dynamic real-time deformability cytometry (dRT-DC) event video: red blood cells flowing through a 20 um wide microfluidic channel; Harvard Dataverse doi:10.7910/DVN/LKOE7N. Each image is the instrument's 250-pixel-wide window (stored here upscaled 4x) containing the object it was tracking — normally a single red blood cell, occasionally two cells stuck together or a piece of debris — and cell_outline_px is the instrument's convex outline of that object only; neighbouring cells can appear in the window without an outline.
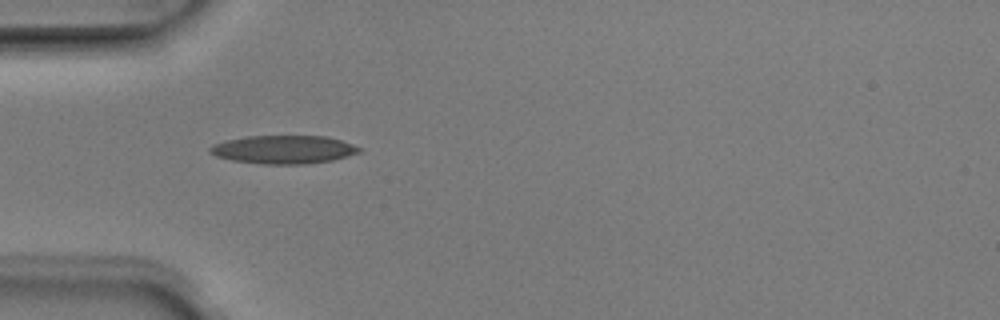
{"species": "Egyptian fruit bat (a non-hibernating species)", "species_latin": "Rousettus aegyptiacus", "temperature_condition": "room temperature", "stored_images_in_passage": 6, "camera_frame_rate_fps": 3000, "um_per_image_px": 0.085, "animal": {"sex": "male"}, "frame": {"image": 1, "passage_image": 4, "time_ms": 1.0, "image_size_px": [1000, 320], "cell_outline_px": [[360, 152], [348, 156], [332, 160], [308, 164], [264, 164], [232, 160], [216, 156], [208, 152], [208, 148], [212, 144], [228, 140], [248, 136], [328, 136], [352, 144], [360, 148]], "centroid_in_image_um": [24.09, 12.71], "position_along_channel_um": 60.9, "area_um2": 24.57}}
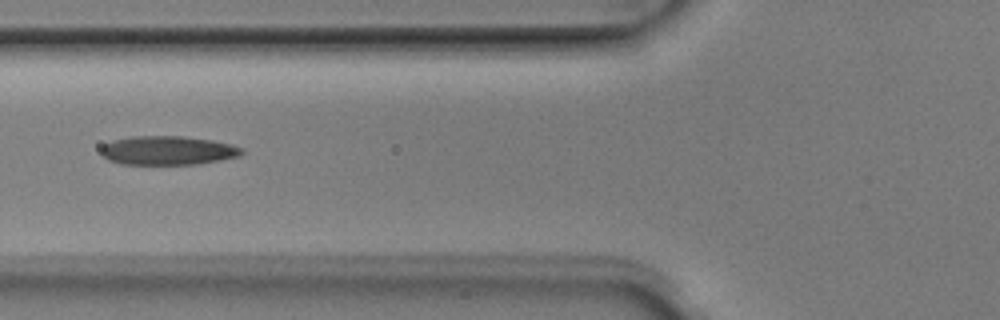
{"frame": {"image": 2, "passage_image": 5, "time_ms": 1.333, "image_size_px": [1000, 320], "cell_outline_px": [[244, 152], [240, 156], [220, 160], [196, 164], [120, 164], [108, 160], [100, 152], [100, 148], [104, 144], [112, 140], [132, 136], [184, 136], [212, 140], [232, 144], [244, 148]], "centroid_in_image_um": [14.27, 12.78], "position_along_channel_um": 111.5, "area_um2": 23.93}}
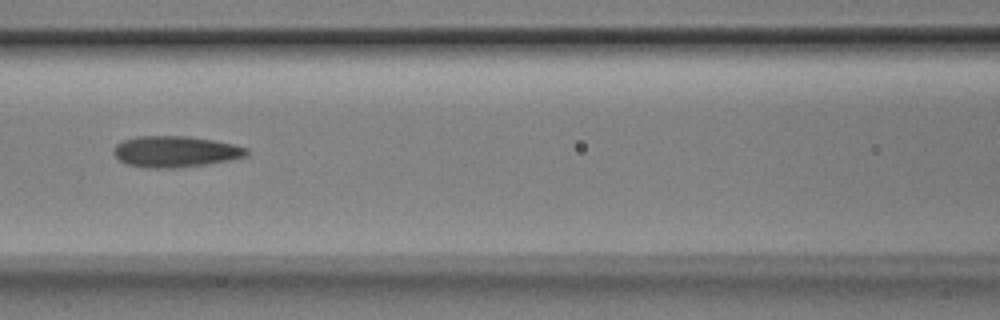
{"frame": {"image": 3, "passage_image": 6, "time_ms": 1.667, "image_size_px": [1000, 320], "cell_outline_px": [[248, 156], [232, 160], [208, 164], [176, 168], [144, 168], [128, 164], [120, 160], [112, 152], [112, 148], [116, 144], [124, 140], [136, 136], [188, 136], [212, 140], [232, 144], [248, 148]], "centroid_in_image_um": [14.91, 12.89], "position_along_channel_um": 151.7, "area_um2": 24.33}}